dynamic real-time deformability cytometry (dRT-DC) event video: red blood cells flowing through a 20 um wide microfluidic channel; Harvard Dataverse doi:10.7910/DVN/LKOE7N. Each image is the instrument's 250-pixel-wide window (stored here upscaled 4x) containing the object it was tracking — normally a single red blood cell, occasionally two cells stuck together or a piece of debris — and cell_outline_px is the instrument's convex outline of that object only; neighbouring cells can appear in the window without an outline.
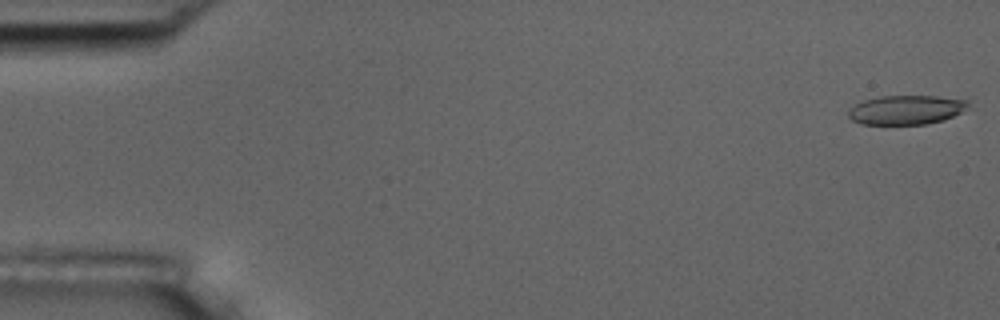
{"species": "common noctule bat (a hibernating species)", "species_latin": "Nyctalus noctula", "temperature_condition": "room temperature", "stored_images_in_passage": 47, "camera_frame_rate_fps": 3000, "um_per_image_px": 0.085, "animal": {"sex": "male", "body_mass_g": 17.5, "forearm_length_mm": 52.3}, "frame": {"image": 1, "passage_image": 1, "time_ms": 0.0, "image_size_px": [1000, 320], "cell_outline_px": [[972, 108], [944, 120], [928, 124], [860, 124], [852, 120], [848, 116], [848, 108], [864, 100], [880, 96], [936, 96], [968, 100]], "centroid_in_image_um": [77.07, 9.34], "position_along_channel_um": 7.9, "area_um2": 20.69}}
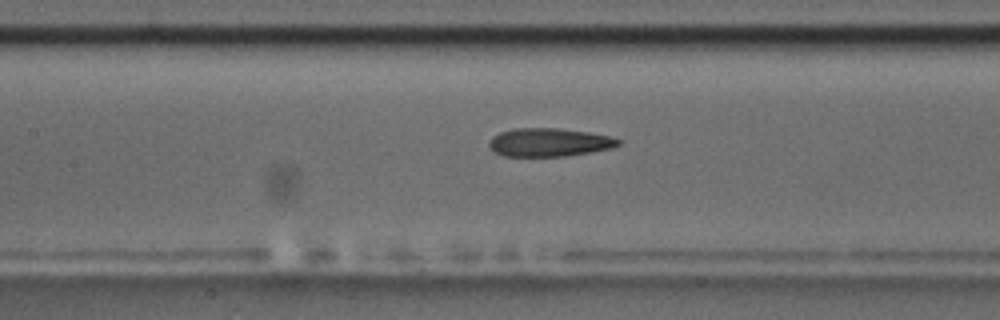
{"frame": {"image": 2, "passage_image": 25, "time_ms": 8.0, "image_size_px": [1000, 320], "cell_outline_px": [[620, 144], [612, 148], [592, 152], [564, 156], [504, 156], [496, 152], [488, 144], [492, 136], [500, 132], [512, 128], [560, 128], [588, 132], [608, 136], [620, 140]], "centroid_in_image_um": [46.67, 12.09], "position_along_channel_um": 160.7, "area_um2": 21.27}}
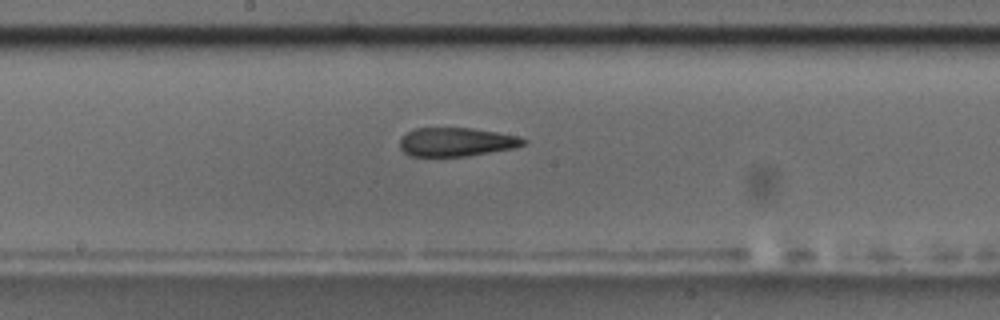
{"frame": {"image": 3, "passage_image": 29, "time_ms": 9.333, "image_size_px": [1000, 320], "cell_outline_px": [[528, 140], [524, 144], [516, 148], [468, 156], [412, 156], [404, 152], [400, 148], [400, 136], [416, 128], [472, 128], [520, 136]], "centroid_in_image_um": [38.81, 12.07], "position_along_channel_um": 209.4, "area_um2": 20.81}, "authors_computed_cell_mechanics": {"area_um2": 21.7906, "velocity_mm_per_s": 3.6873, "shape_relaxation_time_tau1_ms": null, "shape_relaxation_time_tau2_ms": 4.314, "deformation_change_tau1": null, "deformation_change_tau2": 0.1444}}